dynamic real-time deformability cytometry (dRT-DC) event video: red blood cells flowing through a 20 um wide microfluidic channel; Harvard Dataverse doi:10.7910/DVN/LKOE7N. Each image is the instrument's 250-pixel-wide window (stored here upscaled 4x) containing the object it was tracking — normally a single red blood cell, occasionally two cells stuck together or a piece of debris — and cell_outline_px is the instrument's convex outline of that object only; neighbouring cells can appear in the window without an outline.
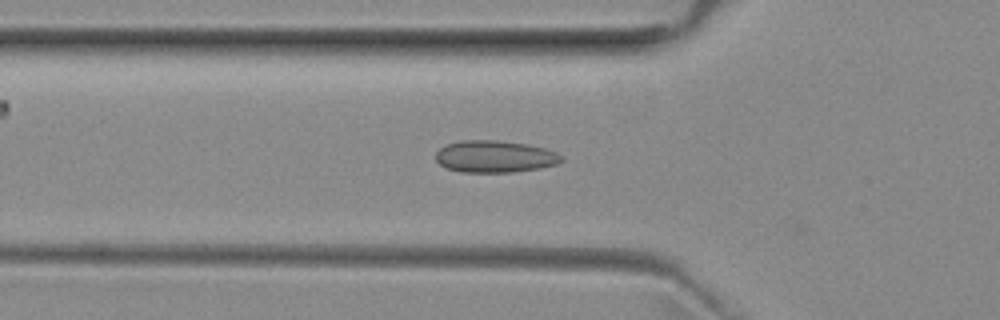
{"species": "common noctule bat (a hibernating species)", "species_latin": "Nyctalus noctula", "temperature_condition": "room temperature", "stored_images_in_passage": 50, "camera_frame_rate_fps": 3000, "um_per_image_px": 0.085, "animal": {"sex": "female", "body_mass_g": 29.2, "forearm_length_mm": 56.3}, "frame": {"image": 1, "passage_image": 16, "time_ms": 5.0, "image_size_px": [1000, 320], "cell_outline_px": [[564, 160], [556, 164], [540, 168], [512, 172], [460, 172], [444, 168], [436, 160], [436, 152], [444, 144], [460, 140], [496, 140], [528, 144], [544, 148], [556, 152], [564, 156]], "centroid_in_image_um": [42.04, 13.3], "position_along_channel_um": 83.8, "area_um2": 23.7}}
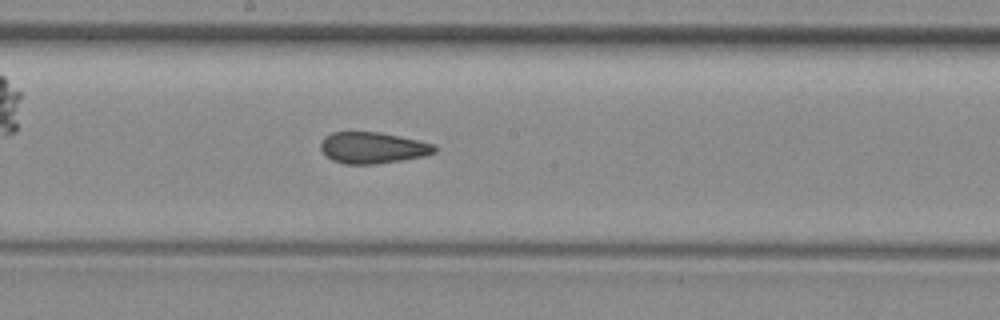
{"frame": {"image": 2, "passage_image": 26, "time_ms": 8.333, "image_size_px": [1000, 320], "cell_outline_px": [[436, 152], [424, 156], [376, 164], [344, 164], [332, 160], [320, 148], [320, 144], [324, 136], [332, 132], [376, 132], [436, 144]], "centroid_in_image_um": [31.66, 12.56], "position_along_channel_um": 216.5, "area_um2": 20.58}}
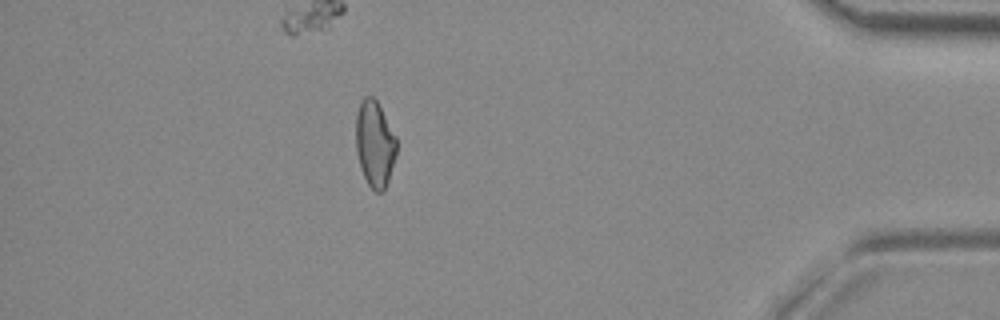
{"frame": {"image": 3, "passage_image": 44, "time_ms": 14.333, "image_size_px": [1000, 320], "cell_outline_px": [[396, 156], [384, 192], [376, 192], [368, 184], [364, 176], [356, 152], [356, 116], [360, 104], [364, 96], [372, 96], [376, 100], [396, 136]], "centroid_in_image_um": [31.86, 12.24], "position_along_channel_um": 403.3, "area_um2": 20.23}, "authors_computed_cell_mechanics": {"area_um2": 21.386, "velocity_mm_per_s": 3.9577, "shape_relaxation_time_tau1_ms": null, "shape_relaxation_time_tau2_ms": 2.2305, "deformation_change_tau1": null, "deformation_change_tau2": 0.082}}